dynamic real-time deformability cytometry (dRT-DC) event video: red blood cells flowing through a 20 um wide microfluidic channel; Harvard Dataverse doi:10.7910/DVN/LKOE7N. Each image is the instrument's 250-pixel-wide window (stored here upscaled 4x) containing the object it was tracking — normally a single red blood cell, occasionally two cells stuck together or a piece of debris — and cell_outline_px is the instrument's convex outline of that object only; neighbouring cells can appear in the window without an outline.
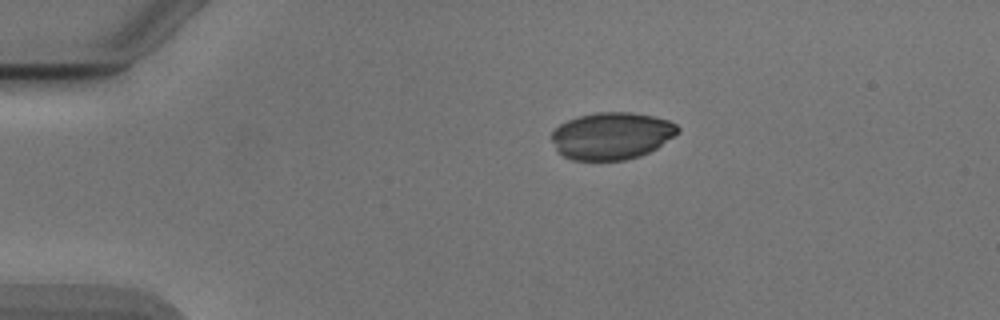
{"species": "Egyptian fruit bat (a non-hibernating species)", "species_latin": "Rousettus aegyptiacus", "temperature_condition": "cold", "stored_images_in_passage": 43, "camera_frame_rate_fps": 3000, "um_per_image_px": 0.085, "animal": {"sex": "male"}, "frame": {"image": 1, "passage_image": 1, "time_ms": 0.0, "image_size_px": [1000, 320], "cell_outline_px": [[680, 132], [656, 148], [640, 156], [624, 160], [572, 160], [564, 156], [556, 148], [552, 140], [552, 132], [560, 124], [568, 120], [580, 116], [596, 112], [632, 112], [652, 116], [668, 120], [676, 124], [680, 128]], "centroid_in_image_um": [52.01, 11.54], "position_along_channel_um": 33.0, "area_um2": 34.51}}